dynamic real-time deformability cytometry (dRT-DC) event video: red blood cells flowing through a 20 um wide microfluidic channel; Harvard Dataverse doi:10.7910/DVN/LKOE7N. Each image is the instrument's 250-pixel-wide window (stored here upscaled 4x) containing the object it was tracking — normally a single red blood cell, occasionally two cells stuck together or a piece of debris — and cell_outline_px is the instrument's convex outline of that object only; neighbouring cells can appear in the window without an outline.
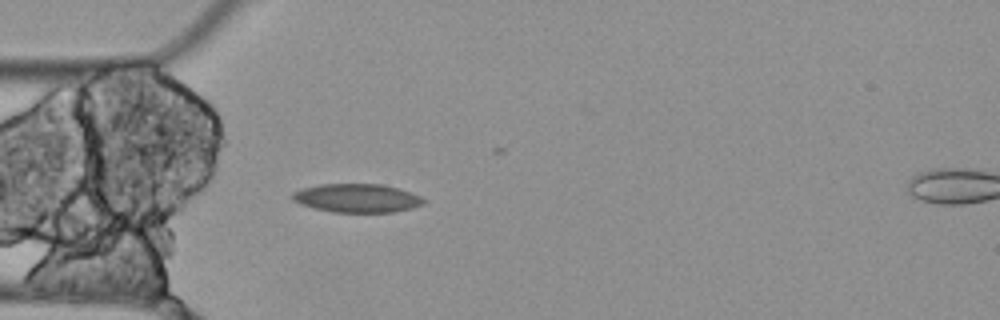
{"species": "Egyptian fruit bat (a non-hibernating species)", "species_latin": "Rousettus aegyptiacus", "temperature_condition": "cold", "stored_images_in_passage": 5, "camera_frame_rate_fps": 3000, "um_per_image_px": 0.085, "animal": {"sex": "female"}, "frame": {"image": 1, "passage_image": 4, "time_ms": 1.0, "image_size_px": [1000, 320], "cell_outline_px": [[424, 204], [412, 208], [392, 212], [332, 212], [300, 204], [292, 200], [292, 192], [300, 188], [320, 184], [380, 184], [396, 188], [420, 196], [424, 200]], "centroid_in_image_um": [30.29, 16.84], "position_along_channel_um": 54.7, "area_um2": 21.73}}